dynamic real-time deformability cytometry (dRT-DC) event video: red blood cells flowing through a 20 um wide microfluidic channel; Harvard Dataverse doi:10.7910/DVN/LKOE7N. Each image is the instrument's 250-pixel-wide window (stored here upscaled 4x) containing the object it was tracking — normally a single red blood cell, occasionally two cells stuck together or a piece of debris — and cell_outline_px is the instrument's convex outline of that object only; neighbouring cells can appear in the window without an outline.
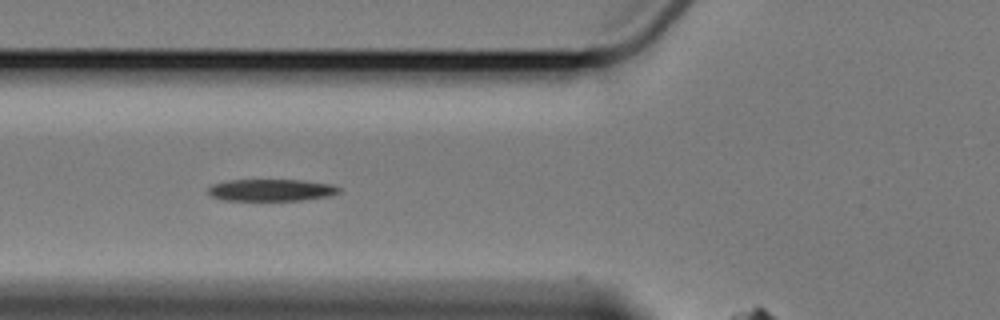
{"species": "Egyptian fruit bat (a non-hibernating species)", "species_latin": "Rousettus aegyptiacus", "temperature_condition": "cold", "stored_images_in_passage": 8, "segment_of_instrument_passage": [1, 2], "camera_frame_rate_fps": 3000, "um_per_image_px": 0.085, "animal": {"sex": "female"}, "frame": {"image": 1, "passage_image": 5, "time_ms": 4.667, "image_size_px": [1000, 320], "cell_outline_px": [[340, 192], [332, 196], [304, 200], [224, 200], [212, 196], [208, 192], [208, 188], [212, 184], [228, 180], [304, 180], [332, 184], [340, 188]], "centroid_in_image_um": [23.1, 16.15], "position_along_channel_um": 102.7, "area_um2": 16.82}}
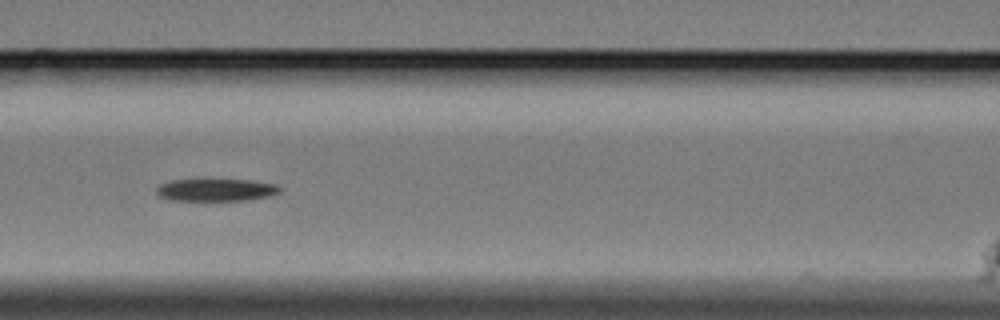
{"frame": {"image": 2, "passage_image": 6, "time_ms": 6.0, "image_size_px": [1000, 320], "cell_outline_px": [[280, 192], [272, 196], [244, 200], [172, 200], [160, 196], [156, 192], [156, 188], [160, 184], [172, 180], [196, 176], [204, 176], [248, 180], [276, 184], [280, 188]], "centroid_in_image_um": [18.32, 16.07], "position_along_channel_um": 148.3, "area_um2": 17.11}}
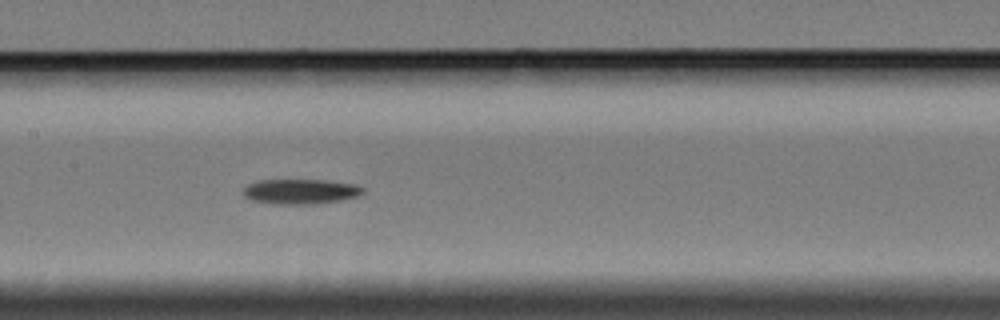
{"frame": {"image": 3, "passage_image": 7, "time_ms": 7.0, "image_size_px": [1000, 320], "cell_outline_px": [[364, 192], [360, 196], [344, 200], [312, 204], [272, 204], [252, 200], [244, 196], [244, 188], [248, 184], [260, 180], [324, 180], [356, 184], [364, 188]], "centroid_in_image_um": [25.59, 16.28], "position_along_channel_um": 181.8, "area_um2": 17.57}}